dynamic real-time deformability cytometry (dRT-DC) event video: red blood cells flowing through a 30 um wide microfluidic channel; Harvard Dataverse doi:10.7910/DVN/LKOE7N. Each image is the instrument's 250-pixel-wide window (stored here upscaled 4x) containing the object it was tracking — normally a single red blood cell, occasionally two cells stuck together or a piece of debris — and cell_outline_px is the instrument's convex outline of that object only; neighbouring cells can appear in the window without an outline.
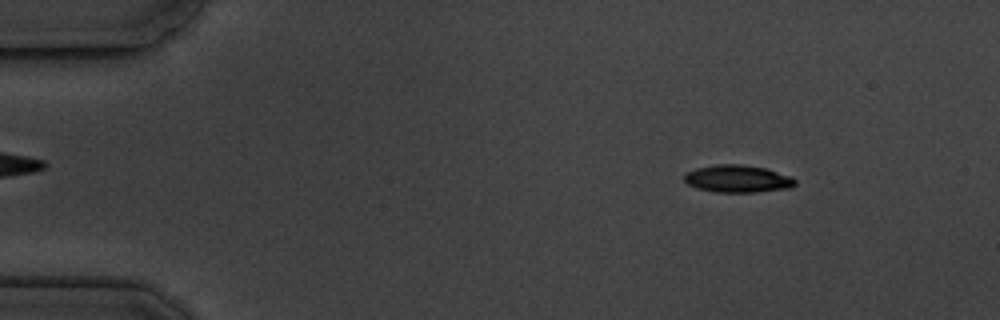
{"species": "common noctule bat (a hibernating species)", "species_latin": "Nyctalus noctula", "temperature_condition": "cold", "stored_images_in_passage": 16, "segment_of_instrument_passage": [1, 2], "camera_frame_rate_fps": 3000, "um_per_image_px": 0.085, "animal": {"sex": "male", "body_mass_g": 19.5, "forearm_length_mm": 54.6}, "frame": {"image": 1, "passage_image": 1, "time_ms": 0.0, "image_size_px": [1000, 320], "cell_outline_px": [[796, 184], [792, 188], [756, 192], [716, 192], [696, 188], [688, 184], [684, 180], [684, 176], [688, 172], [696, 168], [716, 164], [744, 164], [764, 168], [792, 176], [796, 180]], "centroid_in_image_um": [62.73, 15.2], "position_along_channel_um": 22.3, "area_um2": 17.8}}
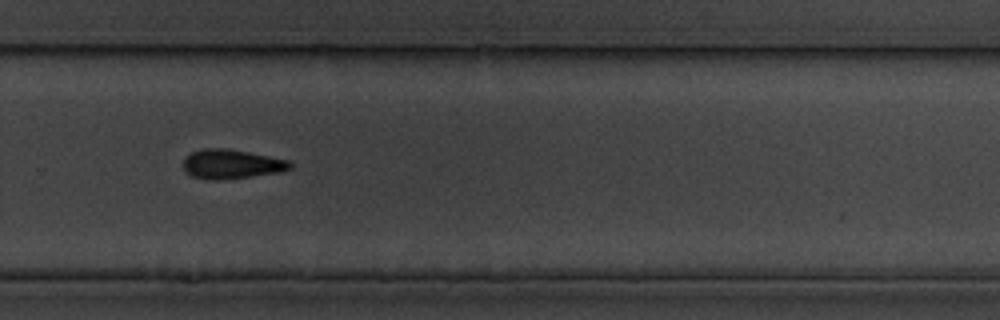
{"frame": {"image": 2, "passage_image": 10, "time_ms": 10.333, "image_size_px": [1000, 320], "cell_outline_px": [[292, 168], [280, 172], [220, 180], [212, 180], [192, 176], [184, 168], [184, 156], [192, 152], [204, 148], [228, 148], [292, 160]], "centroid_in_image_um": [19.71, 13.93], "position_along_channel_um": 310.1, "area_um2": 18.32}}
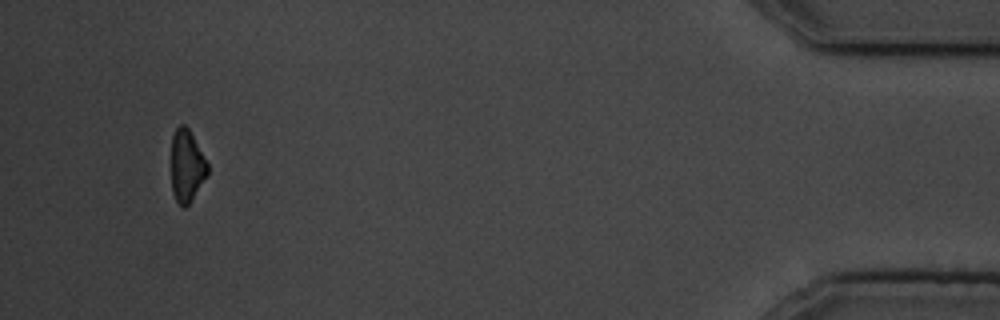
{"frame": {"image": 3, "passage_image": 14, "time_ms": 15.333, "image_size_px": [1000, 320], "cell_outline_px": [[208, 176], [188, 204], [184, 208], [176, 200], [172, 192], [172, 136], [176, 128], [180, 124], [184, 124], [188, 128], [208, 164]], "centroid_in_image_um": [15.88, 14.11], "position_along_channel_um": 419.3, "area_um2": 15.09}}